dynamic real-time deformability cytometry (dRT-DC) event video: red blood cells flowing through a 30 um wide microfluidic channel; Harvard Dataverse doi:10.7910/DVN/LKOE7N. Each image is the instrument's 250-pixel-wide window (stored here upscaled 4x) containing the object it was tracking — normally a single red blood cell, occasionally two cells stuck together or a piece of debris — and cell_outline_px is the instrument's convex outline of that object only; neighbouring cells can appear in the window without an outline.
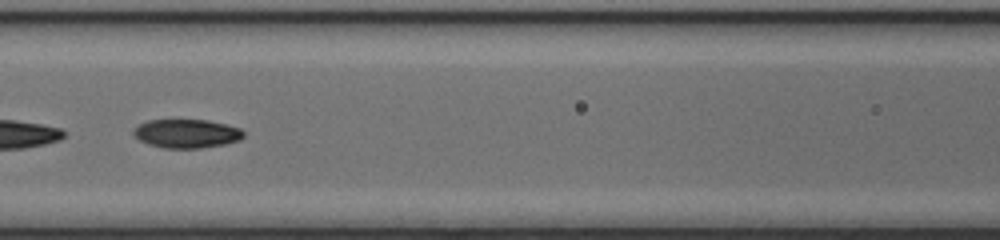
{"species": "common noctule bat (a hibernating species)", "species_latin": "Nyctalus noctula", "temperature_condition": "cold", "stored_images_in_passage": 28, "camera_frame_rate_fps": 3000, "um_per_image_px": 0.085, "animal": {"sex": "female", "body_mass_g": 17.0, "forearm_length_mm": 48.0}, "frame": {"image": 1, "passage_image": 13, "time_ms": 4.0, "image_size_px": [1000, 240], "cell_outline_px": [[244, 136], [240, 140], [224, 144], [200, 148], [164, 148], [148, 144], [132, 136], [132, 128], [148, 120], [208, 120], [240, 128], [244, 132]], "centroid_in_image_um": [15.83, 11.35], "position_along_channel_um": 150.8, "area_um2": 18.5}}